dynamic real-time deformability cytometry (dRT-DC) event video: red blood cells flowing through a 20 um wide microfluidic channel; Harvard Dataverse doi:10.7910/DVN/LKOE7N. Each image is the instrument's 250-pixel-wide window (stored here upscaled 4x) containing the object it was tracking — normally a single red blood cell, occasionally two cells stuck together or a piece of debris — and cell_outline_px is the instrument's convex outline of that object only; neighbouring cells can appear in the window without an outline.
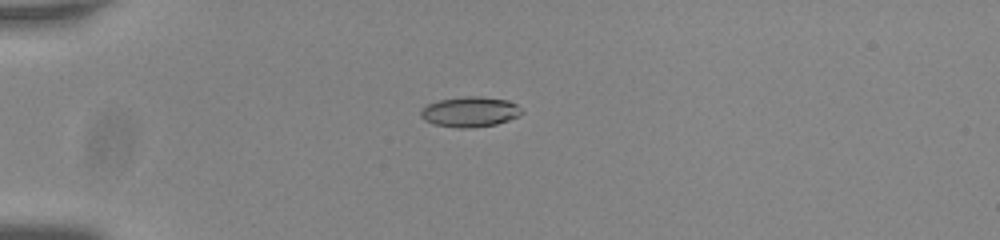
{"species": "common noctule bat (a hibernating species)", "species_latin": "Nyctalus noctula", "temperature_condition": "room temperature", "stored_images_in_passage": 41, "camera_frame_rate_fps": 3000, "um_per_image_px": 0.085, "animal": {"sex": "male", "body_mass_g": 20.0, "forearm_length_mm": 53.3}, "frame": {"image": 1, "passage_image": 1, "time_ms": 0.0, "image_size_px": [1000, 240], "cell_outline_px": [[524, 112], [520, 116], [496, 124], [472, 128], [460, 128], [432, 124], [424, 120], [420, 116], [420, 112], [428, 104], [440, 100], [464, 96], [480, 96], [508, 100], [516, 104]], "centroid_in_image_um": [39.96, 9.51], "position_along_channel_um": 45.0, "area_um2": 17.86}}
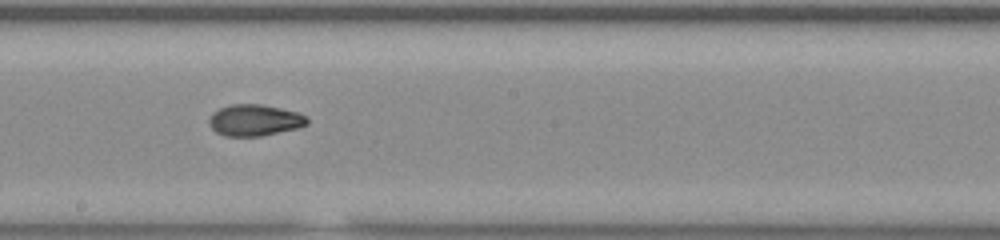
{"frame": {"image": 2, "passage_image": 18, "time_ms": 5.667, "image_size_px": [1000, 240], "cell_outline_px": [[308, 124], [300, 128], [260, 136], [224, 136], [216, 132], [208, 124], [208, 120], [212, 112], [220, 108], [232, 104], [260, 104], [280, 108], [296, 112], [308, 116]], "centroid_in_image_um": [21.64, 10.22], "position_along_channel_um": 226.6, "area_um2": 18.09}}
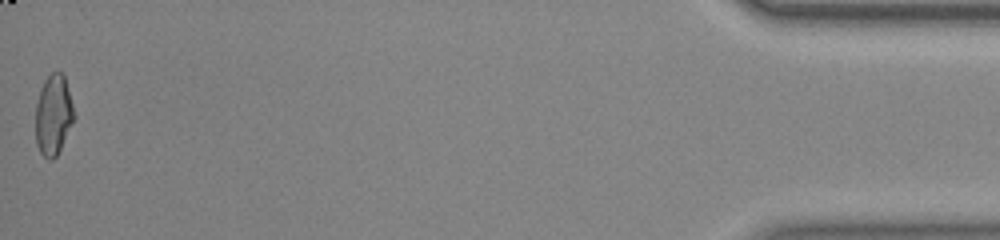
{"frame": {"image": 3, "passage_image": 41, "time_ms": 13.333, "image_size_px": [1000, 240], "cell_outline_px": [[76, 116], [56, 156], [52, 160], [48, 160], [40, 152], [36, 144], [36, 104], [40, 88], [44, 80], [52, 72], [60, 72], [64, 76]], "centroid_in_image_um": [4.53, 9.77], "position_along_channel_um": 430.7, "area_um2": 17.92}, "authors_computed_cell_mechanics": {"area_um2": 17.8602, "velocity_mm_per_s": 3.7772, "shape_relaxation_time_tau1_ms": null, "shape_relaxation_time_tau2_ms": 1.6702, "deformation_change_tau1": null, "deformation_change_tau2": 0.0649}}